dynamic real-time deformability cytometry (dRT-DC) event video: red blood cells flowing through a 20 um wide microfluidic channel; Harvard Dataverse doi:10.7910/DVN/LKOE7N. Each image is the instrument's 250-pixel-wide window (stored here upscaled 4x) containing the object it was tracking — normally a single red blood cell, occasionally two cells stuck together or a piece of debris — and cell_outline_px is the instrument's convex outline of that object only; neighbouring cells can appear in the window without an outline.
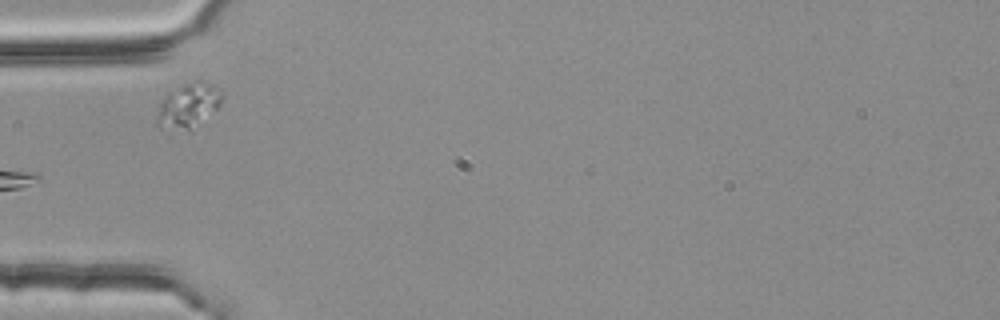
{"species": "common noctule bat (a hibernating species)", "species_latin": "Nyctalus noctula", "temperature_condition": "room temperature", "stored_images_in_passage": 6, "segment_of_instrument_passage": [2, 2], "camera_frame_rate_fps": 3000, "um_per_image_px": 0.085, "animal": {"sex": "female", "body_mass_g": 25.1}, "frame": {"image": 1, "passage_image": 6, "time_ms": 1.667, "image_size_px": [1000, 320], "cell_outline_px": [[224, 96], [220, 104], [192, 132], [160, 128], [156, 124], [156, 116], [160, 100], [168, 92], [184, 84], [196, 80], [200, 80], [212, 84], [220, 88], [224, 92]], "centroid_in_image_um": [16.0, 8.99], "position_along_channel_um": 69.0, "area_um2": 17.51}}